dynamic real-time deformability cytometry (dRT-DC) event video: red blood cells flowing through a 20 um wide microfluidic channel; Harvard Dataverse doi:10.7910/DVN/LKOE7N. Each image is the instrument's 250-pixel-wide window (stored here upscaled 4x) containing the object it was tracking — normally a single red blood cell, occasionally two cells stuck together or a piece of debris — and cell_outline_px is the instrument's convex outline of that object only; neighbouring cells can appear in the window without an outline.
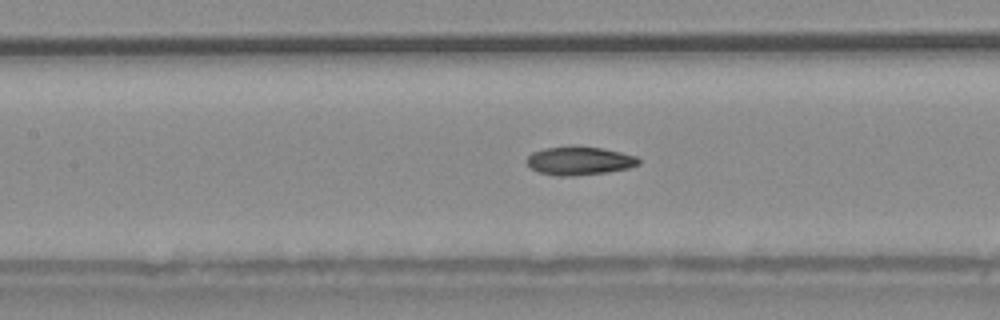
{"species": "common noctule bat (a hibernating species)", "species_latin": "Nyctalus noctula", "temperature_condition": "warm", "stored_images_in_passage": 34, "camera_frame_rate_fps": 3000, "um_per_image_px": 0.085, "animal": {"sex": "male", "body_mass_g": 20.4}, "frame": {"image": 1, "passage_image": 15, "time_ms": 4.667, "image_size_px": [1000, 320], "cell_outline_px": [[640, 164], [628, 168], [608, 172], [572, 176], [556, 176], [540, 172], [532, 168], [528, 164], [528, 156], [532, 152], [544, 148], [572, 144], [600, 148], [620, 152], [636, 156], [640, 160]], "centroid_in_image_um": [49.25, 13.64], "position_along_channel_um": 158.2, "area_um2": 18.73}}